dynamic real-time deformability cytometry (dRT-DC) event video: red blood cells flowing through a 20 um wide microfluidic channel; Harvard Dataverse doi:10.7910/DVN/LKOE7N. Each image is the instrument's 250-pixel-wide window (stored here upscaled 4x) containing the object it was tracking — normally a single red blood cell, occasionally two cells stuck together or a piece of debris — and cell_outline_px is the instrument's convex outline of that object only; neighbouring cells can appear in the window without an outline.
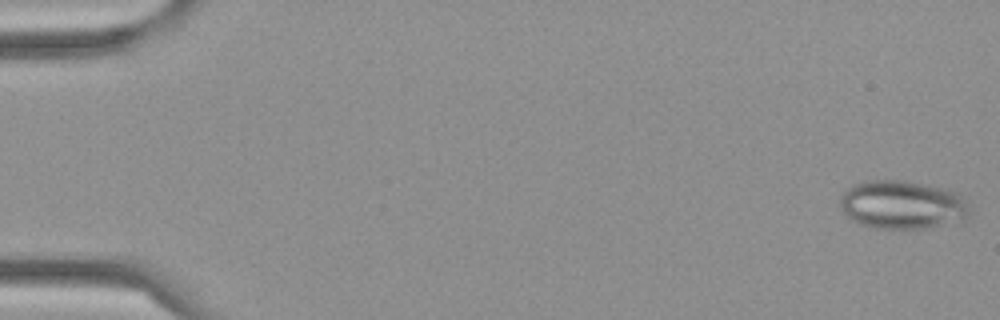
{"species": "Egyptian fruit bat (a non-hibernating species)", "species_latin": "Rousettus aegyptiacus", "temperature_condition": "cold", "stored_images_in_passage": 16, "camera_frame_rate_fps": 3000, "um_per_image_px": 0.085, "frame": {"image": 1, "passage_image": 1, "time_ms": 0.0, "image_size_px": [1000, 320], "cell_outline_px": [[968, 212], [964, 216], [924, 228], [876, 228], [860, 224], [852, 220], [840, 208], [840, 196], [852, 184], [868, 180], [908, 180], [944, 188], [956, 192], [964, 196], [968, 208]], "centroid_in_image_um": [76.6, 17.36], "position_along_channel_um": 8.4, "area_um2": 36.01}}